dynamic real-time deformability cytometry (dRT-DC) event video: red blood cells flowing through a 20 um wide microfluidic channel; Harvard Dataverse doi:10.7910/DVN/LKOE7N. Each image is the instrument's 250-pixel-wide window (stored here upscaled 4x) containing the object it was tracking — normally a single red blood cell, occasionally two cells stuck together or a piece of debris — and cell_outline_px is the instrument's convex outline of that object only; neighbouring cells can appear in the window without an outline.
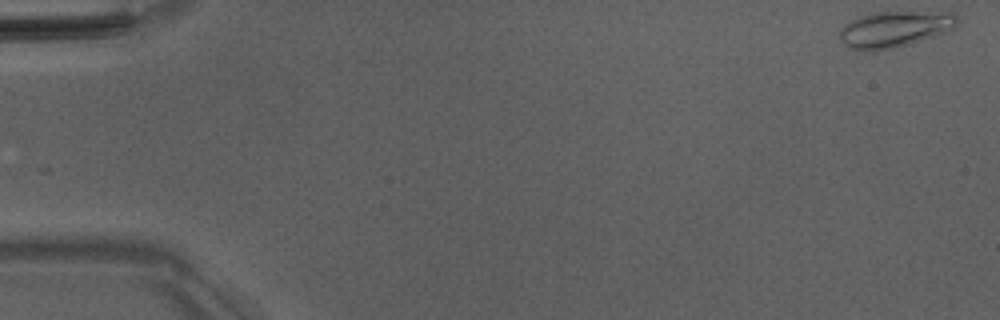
{"species": "Egyptian fruit bat (a non-hibernating species)", "species_latin": "Rousettus aegyptiacus", "temperature_condition": "room temperature", "stored_images_in_passage": 51, "camera_frame_rate_fps": 3000, "um_per_image_px": 0.085, "animal": {"sex": "male"}, "frame": {"image": 1, "passage_image": 1, "time_ms": 0.0, "image_size_px": [1000, 320], "cell_outline_px": [[956, 24], [948, 32], [908, 44], [872, 52], [848, 48], [840, 40], [840, 28], [844, 24], [860, 16], [872, 12], [952, 12], [956, 16]], "centroid_in_image_um": [76.0, 2.48], "position_along_channel_um": 9.0, "area_um2": 24.68}}
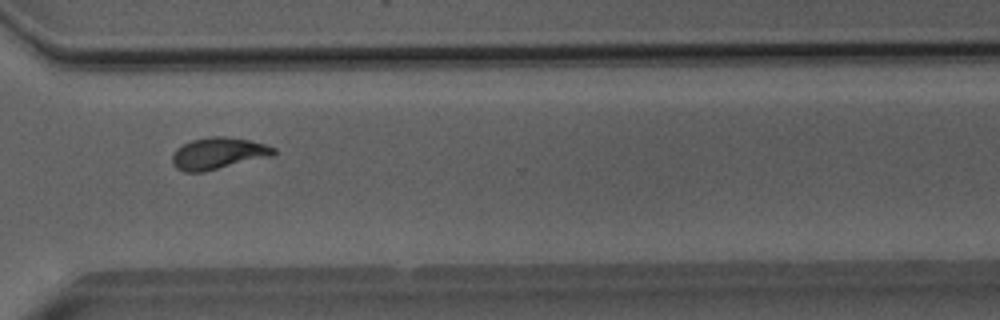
{"frame": {"image": 2, "passage_image": 38, "time_ms": 12.333, "image_size_px": [1000, 320], "cell_outline_px": [[276, 152], [272, 156], [204, 172], [184, 172], [176, 168], [172, 164], [172, 152], [176, 148], [192, 140], [208, 136], [224, 136], [252, 140], [276, 148]], "centroid_in_image_um": [18.53, 13.03], "position_along_channel_um": 352.1, "area_um2": 18.96}}
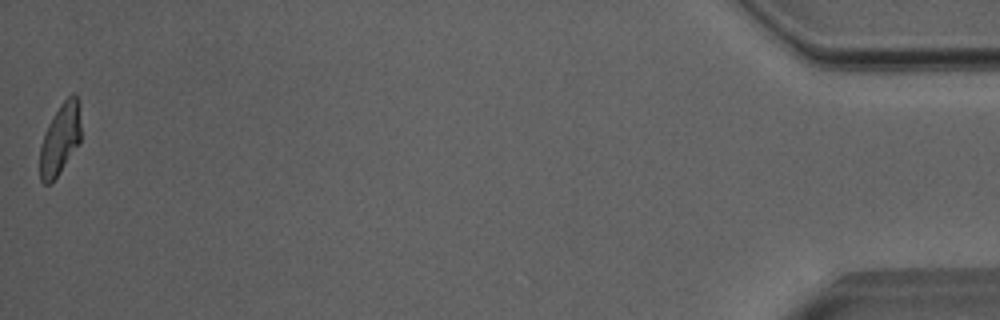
{"frame": {"image": 3, "passage_image": 51, "time_ms": 16.667, "image_size_px": [1000, 320], "cell_outline_px": [[80, 140], [56, 176], [48, 184], [44, 184], [40, 180], [40, 144], [44, 132], [48, 124], [60, 104], [72, 92], [76, 92], [80, 124]], "centroid_in_image_um": [5.08, 11.79], "position_along_channel_um": 430.1, "area_um2": 16.53}, "authors_computed_cell_mechanics": {"area_um2": 18.0914, "velocity_mm_per_s": 4.0178, "shape_relaxation_time_tau1_ms": 5.0892, "shape_relaxation_time_tau2_ms": 1.6573, "deformation_change_tau1": 0.1816, "deformation_change_tau2": 0.0808}}